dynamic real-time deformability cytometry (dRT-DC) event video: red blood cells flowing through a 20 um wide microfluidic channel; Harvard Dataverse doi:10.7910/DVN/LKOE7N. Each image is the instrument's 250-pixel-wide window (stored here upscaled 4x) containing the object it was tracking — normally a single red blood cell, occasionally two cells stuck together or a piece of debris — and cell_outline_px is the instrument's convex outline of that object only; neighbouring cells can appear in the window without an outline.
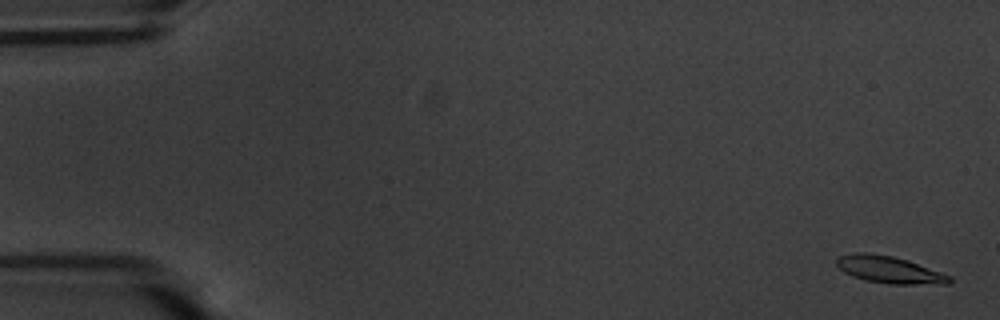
{"species": "common noctule bat (a hibernating species)", "species_latin": "Nyctalus noctula", "temperature_condition": "warm", "stored_images_in_passage": 57, "camera_frame_rate_fps": 3000, "um_per_image_px": 0.085, "animal": {"sex": "male", "body_mass_g": 20.1, "forearm_length_mm": 53.5}, "frame": {"image": 1, "passage_image": 2, "time_ms": 0.333, "image_size_px": [1000, 320], "cell_outline_px": [[952, 280], [948, 284], [888, 284], [864, 280], [852, 276], [844, 272], [836, 264], [836, 260], [840, 256], [856, 252], [868, 252], [892, 256], [908, 260], [952, 276]], "centroid_in_image_um": [75.6, 22.93], "position_along_channel_um": 9.4, "area_um2": 17.86}}
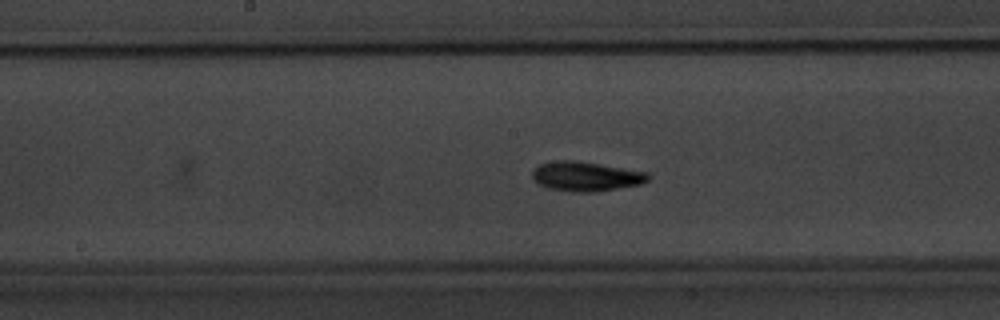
{"frame": {"image": 2, "passage_image": 30, "time_ms": 9.667, "image_size_px": [1000, 320], "cell_outline_px": [[652, 176], [648, 180], [640, 184], [596, 192], [572, 192], [548, 188], [532, 180], [532, 168], [540, 164], [556, 160], [572, 160], [600, 164], [648, 172]], "centroid_in_image_um": [49.78, 14.99], "position_along_channel_um": 198.4, "area_um2": 20.06}}
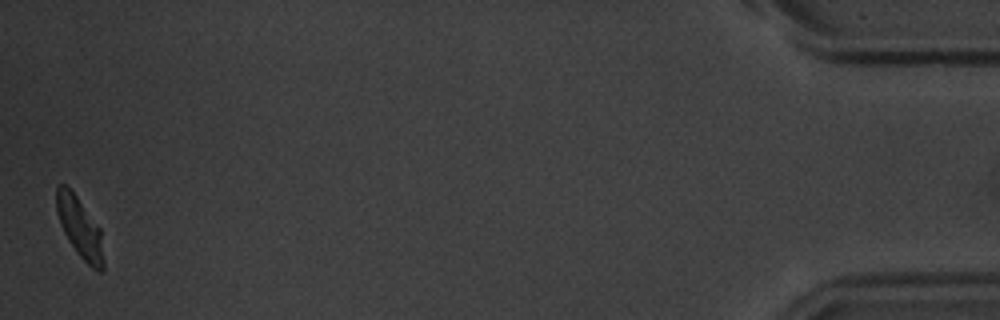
{"frame": {"image": 3, "passage_image": 57, "time_ms": 18.667, "image_size_px": [1000, 320], "cell_outline_px": [[104, 272], [96, 272], [76, 252], [68, 240], [60, 224], [56, 212], [56, 188], [60, 184], [64, 184], [76, 196], [100, 228], [104, 260]], "centroid_in_image_um": [6.79, 19.4], "position_along_channel_um": 428.4, "area_um2": 16.53}, "authors_computed_cell_mechanics": {"area_um2": 17.8602, "velocity_mm_per_s": 3.5498, "shape_relaxation_time_tau1_ms": 2.5749, "shape_relaxation_time_tau2_ms": 4.0182, "deformation_change_tau1": 0.1523, "deformation_change_tau2": 0.1016}}